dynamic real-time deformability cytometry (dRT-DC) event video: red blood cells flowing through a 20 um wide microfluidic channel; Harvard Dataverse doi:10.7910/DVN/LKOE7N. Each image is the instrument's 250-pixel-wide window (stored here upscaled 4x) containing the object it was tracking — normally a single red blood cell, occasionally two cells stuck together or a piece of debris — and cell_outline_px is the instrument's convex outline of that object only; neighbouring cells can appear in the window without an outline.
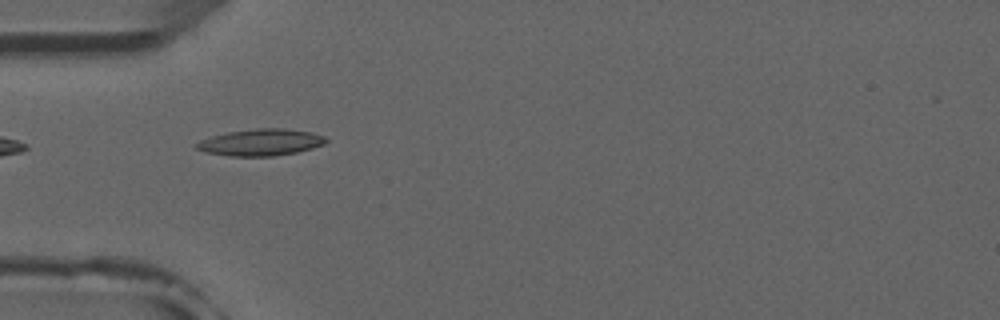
{"species": "common noctule bat (a hibernating species)", "species_latin": "Nyctalus noctula", "temperature_condition": "room temperature", "stored_images_in_passage": 3, "camera_frame_rate_fps": 3000, "um_per_image_px": 0.085, "animal": {"sex": "male", "forearm_length_mm": 52.5}, "frame": {"image": 1, "passage_image": 1, "time_ms": 0.0, "image_size_px": [1000, 320], "cell_outline_px": [[328, 140], [324, 144], [312, 148], [296, 152], [272, 156], [232, 156], [204, 152], [196, 148], [196, 144], [200, 140], [212, 136], [228, 132], [256, 128], [284, 128], [312, 132], [324, 136]], "centroid_in_image_um": [22.18, 12.09], "position_along_channel_um": 62.8, "area_um2": 20.06}}
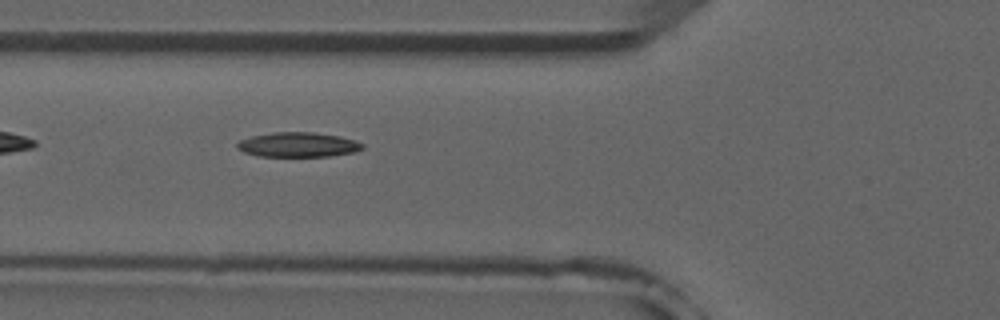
{"frame": {"image": 2, "passage_image": 2, "time_ms": 1.0, "image_size_px": [1000, 320], "cell_outline_px": [[364, 148], [356, 152], [328, 156], [256, 156], [244, 152], [236, 148], [236, 144], [240, 140], [252, 136], [272, 132], [312, 132], [340, 136], [356, 140], [364, 144]], "centroid_in_image_um": [25.35, 12.3], "position_along_channel_um": 100.5, "area_um2": 18.15}}
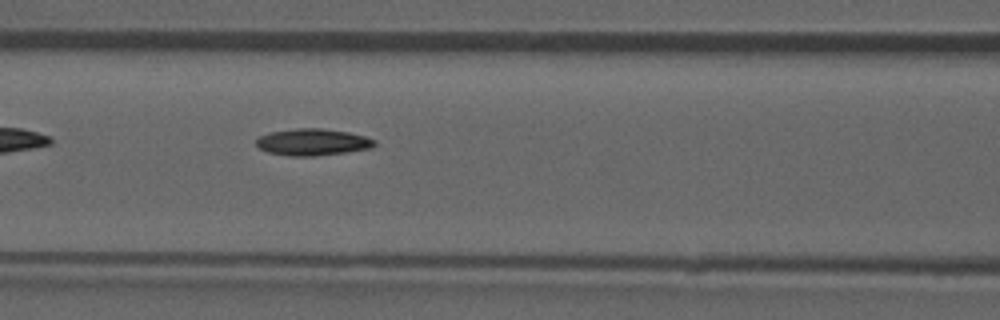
{"frame": {"image": 3, "passage_image": 3, "time_ms": 2.0, "image_size_px": [1000, 320], "cell_outline_px": [[376, 144], [372, 148], [344, 152], [312, 156], [292, 156], [268, 152], [260, 148], [256, 144], [256, 140], [260, 136], [272, 132], [296, 128], [320, 128], [348, 132], [364, 136], [376, 140]], "centroid_in_image_um": [26.59, 12.07], "position_along_channel_um": 140.0, "area_um2": 18.21}}